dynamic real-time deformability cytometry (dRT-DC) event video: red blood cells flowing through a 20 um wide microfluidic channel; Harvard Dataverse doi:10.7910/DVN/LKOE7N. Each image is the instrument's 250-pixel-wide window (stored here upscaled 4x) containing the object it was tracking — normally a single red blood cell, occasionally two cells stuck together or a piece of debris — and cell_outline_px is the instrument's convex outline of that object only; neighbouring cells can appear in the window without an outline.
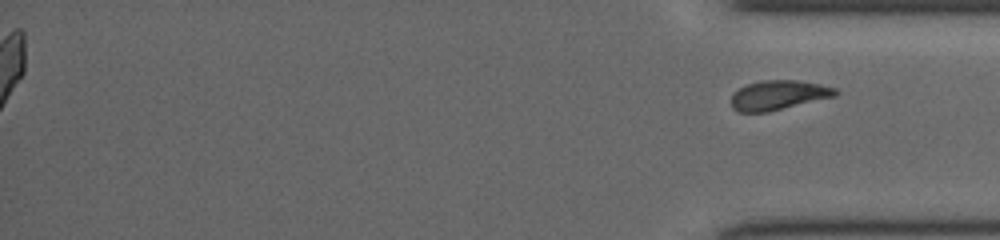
{"species": "common noctule bat (a hibernating species)", "species_latin": "Nyctalus noctula", "temperature_condition": "cold", "stored_images_in_passage": 42, "segment_of_instrument_passage": [2, 2], "camera_frame_rate_fps": 3000, "um_per_image_px": 0.085, "animal": {"sex": "female", "body_mass_g": 19.5, "forearm_length_mm": 54.1}, "frame": {"image": 1, "passage_image": 42, "time_ms": 13.667, "image_size_px": [1000, 240], "cell_outline_px": [[840, 92], [836, 96], [768, 112], [740, 112], [732, 108], [732, 96], [740, 88], [748, 84], [760, 80], [796, 80], [820, 84], [836, 88]], "centroid_in_image_um": [66.21, 8.08], "position_along_channel_um": 369.0, "area_um2": 17.86}}